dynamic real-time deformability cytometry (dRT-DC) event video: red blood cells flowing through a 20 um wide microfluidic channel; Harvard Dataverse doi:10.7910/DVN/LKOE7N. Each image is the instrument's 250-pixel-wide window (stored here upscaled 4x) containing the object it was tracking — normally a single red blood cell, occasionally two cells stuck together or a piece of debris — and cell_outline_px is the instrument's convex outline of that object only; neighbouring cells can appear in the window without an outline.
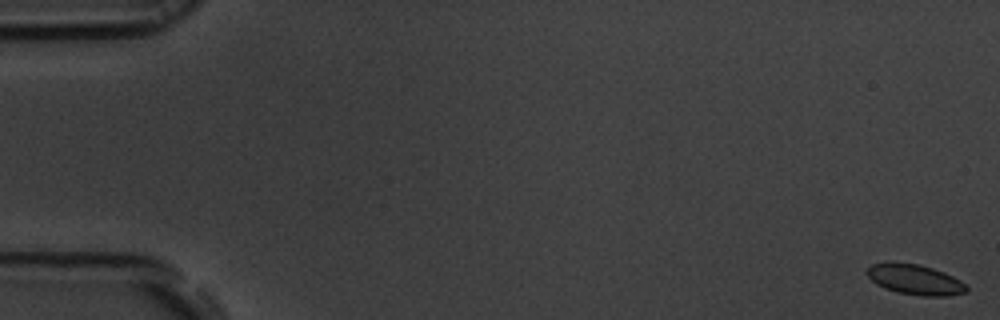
{"species": "common noctule bat (a hibernating species)", "species_latin": "Nyctalus noctula", "temperature_condition": "room temperature", "stored_images_in_passage": 56, "camera_frame_rate_fps": 3000, "um_per_image_px": 0.085, "animal": {"sex": "male", "body_mass_g": 19.5, "forearm_length_mm": 54.6}, "frame": {"image": 1, "passage_image": 1, "time_ms": 0.0, "image_size_px": [1000, 320], "cell_outline_px": [[968, 288], [964, 292], [948, 296], [924, 296], [900, 292], [884, 288], [876, 284], [864, 272], [872, 264], [892, 260], [920, 264], [944, 272], [960, 280]], "centroid_in_image_um": [77.72, 23.72], "position_along_channel_um": 7.3, "area_um2": 17.69}}
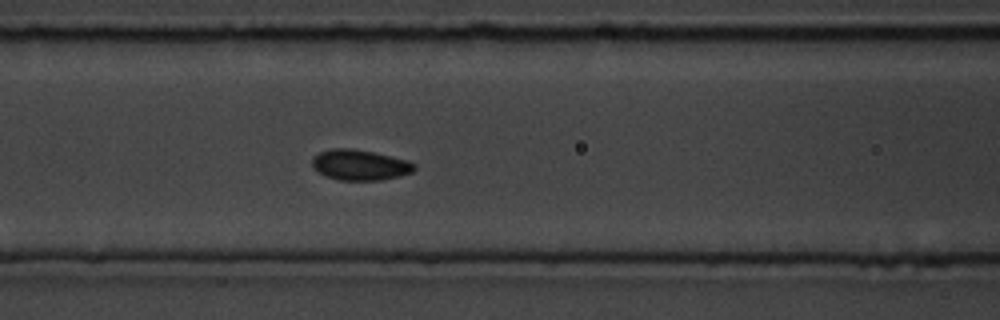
{"frame": {"image": 2, "passage_image": 24, "time_ms": 7.667, "image_size_px": [1000, 320], "cell_outline_px": [[416, 168], [412, 172], [400, 176], [380, 180], [340, 180], [324, 176], [312, 168], [312, 160], [320, 152], [332, 148], [352, 148], [372, 152], [408, 160], [416, 164]], "centroid_in_image_um": [30.59, 14.02], "position_along_channel_um": 136.0, "area_um2": 18.21}}
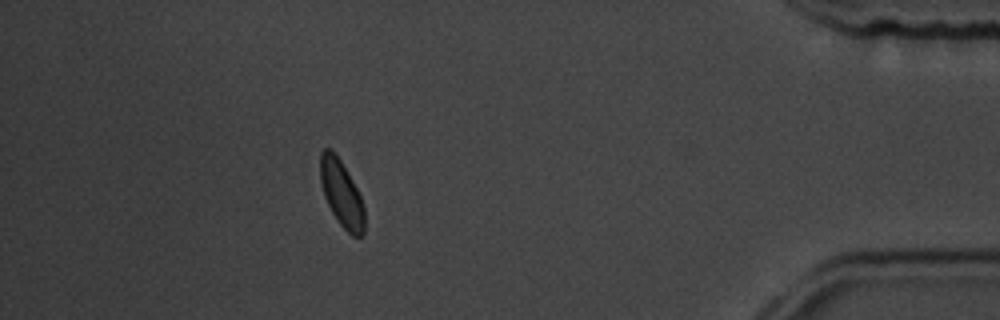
{"frame": {"image": 3, "passage_image": 50, "time_ms": 16.333, "image_size_px": [1000, 320], "cell_outline_px": [[364, 232], [360, 236], [352, 236], [336, 220], [324, 196], [320, 180], [320, 152], [324, 148], [332, 148], [340, 160], [352, 180], [364, 204]], "centroid_in_image_um": [29.01, 16.44], "position_along_channel_um": 406.2, "area_um2": 17.05}, "authors_computed_cell_mechanics": {"area_um2": 17.6868, "velocity_mm_per_s": 3.6866, "shape_relaxation_time_tau1_ms": 6.2333, "shape_relaxation_time_tau2_ms": null, "deformation_change_tau1": 0.1026, "deformation_change_tau2": null}}